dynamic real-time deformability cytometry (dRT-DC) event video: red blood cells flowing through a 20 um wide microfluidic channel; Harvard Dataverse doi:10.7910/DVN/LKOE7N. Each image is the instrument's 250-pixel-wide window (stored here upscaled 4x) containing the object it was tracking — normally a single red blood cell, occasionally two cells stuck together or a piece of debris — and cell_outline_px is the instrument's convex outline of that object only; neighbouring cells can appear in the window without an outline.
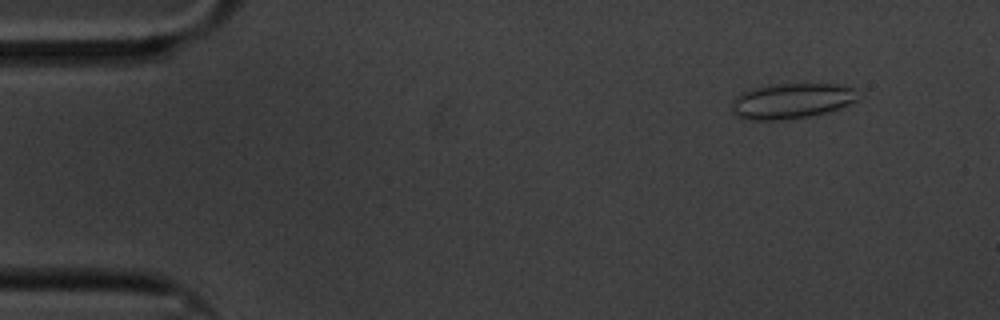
{"species": "common noctule bat (a hibernating species)", "species_latin": "Nyctalus noctula", "temperature_condition": "cold", "stored_images_in_passage": 57, "camera_frame_rate_fps": 3000, "um_per_image_px": 0.085, "animal": {"sex": "male", "body_mass_g": 20.1, "forearm_length_mm": 53.5}, "frame": {"image": 1, "passage_image": 3, "time_ms": 0.667, "image_size_px": [1000, 320], "cell_outline_px": [[860, 100], [824, 112], [808, 116], [780, 120], [752, 120], [736, 116], [732, 112], [732, 100], [740, 92], [752, 88], [768, 84], [840, 84], [860, 88]], "centroid_in_image_um": [67.31, 8.55], "position_along_channel_um": 17.7, "area_um2": 26.41}}
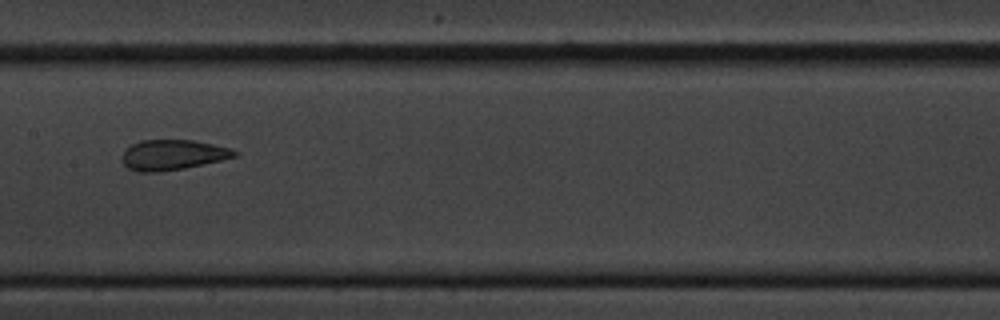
{"frame": {"image": 2, "passage_image": 27, "time_ms": 8.667, "image_size_px": [1000, 320], "cell_outline_px": [[240, 152], [236, 156], [220, 160], [184, 168], [156, 172], [136, 172], [128, 168], [124, 164], [120, 156], [124, 148], [140, 140], [192, 140], [232, 148]], "centroid_in_image_um": [14.63, 13.16], "position_along_channel_um": 192.8, "area_um2": 19.94}}
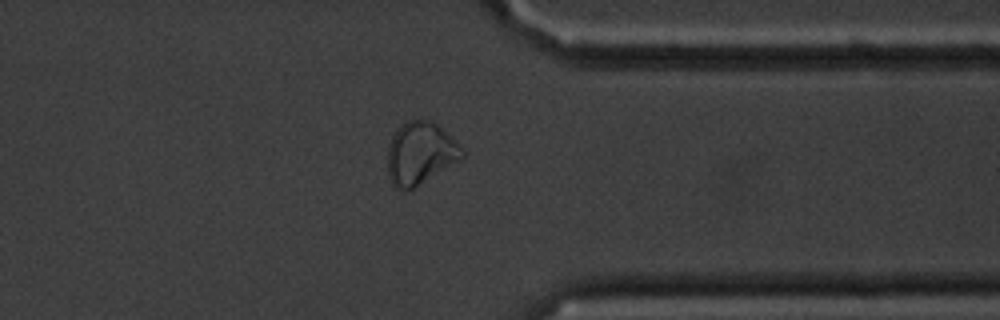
{"frame": {"image": 3, "passage_image": 44, "time_ms": 14.333, "image_size_px": [1000, 320], "cell_outline_px": [[464, 156], [412, 188], [404, 192], [396, 188], [392, 184], [388, 176], [388, 144], [392, 136], [408, 120], [428, 120], [436, 124], [464, 148]], "centroid_in_image_um": [35.69, 13.03], "position_along_channel_um": 375.7, "area_um2": 26.41}, "authors_computed_cell_mechanics": {"area_um2": 23.4668, "velocity_mm_per_s": 3.3181, "shape_relaxation_time_tau1_ms": null, "shape_relaxation_time_tau2_ms": 1.098, "deformation_change_tau1": null, "deformation_change_tau2": 0.0833}}